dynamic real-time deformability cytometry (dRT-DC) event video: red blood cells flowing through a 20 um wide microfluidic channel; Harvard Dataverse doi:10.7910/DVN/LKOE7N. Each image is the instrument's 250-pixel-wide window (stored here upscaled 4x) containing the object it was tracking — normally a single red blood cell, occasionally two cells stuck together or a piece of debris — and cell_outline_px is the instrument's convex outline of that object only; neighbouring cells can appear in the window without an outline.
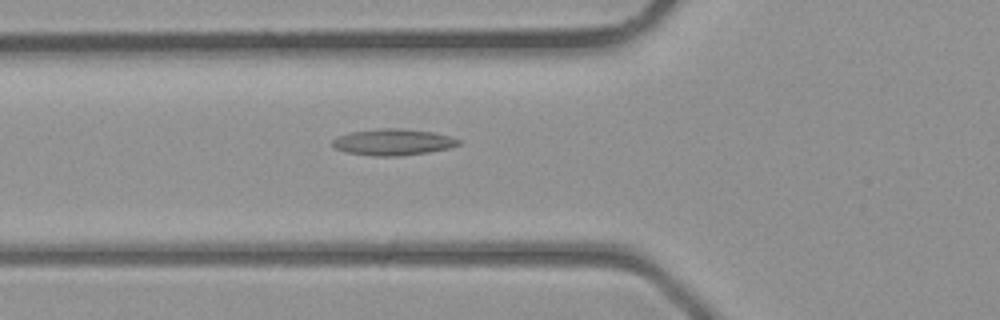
{"species": "common noctule bat (a hibernating species)", "species_latin": "Nyctalus noctula", "temperature_condition": "room temperature", "stored_images_in_passage": 27, "camera_frame_rate_fps": 3000, "um_per_image_px": 0.085, "animal": {"sex": "male", "body_mass_g": 23.1, "forearm_length_mm": 52.7}, "frame": {"image": 1, "passage_image": 2, "time_ms": 0.333, "image_size_px": [1000, 320], "cell_outline_px": [[460, 144], [448, 148], [428, 152], [400, 156], [372, 156], [344, 152], [336, 148], [332, 144], [332, 140], [336, 136], [352, 132], [384, 128], [400, 128], [432, 132], [448, 136], [460, 140]], "centroid_in_image_um": [33.37, 12.08], "position_along_channel_um": 92.4, "area_um2": 19.25}}
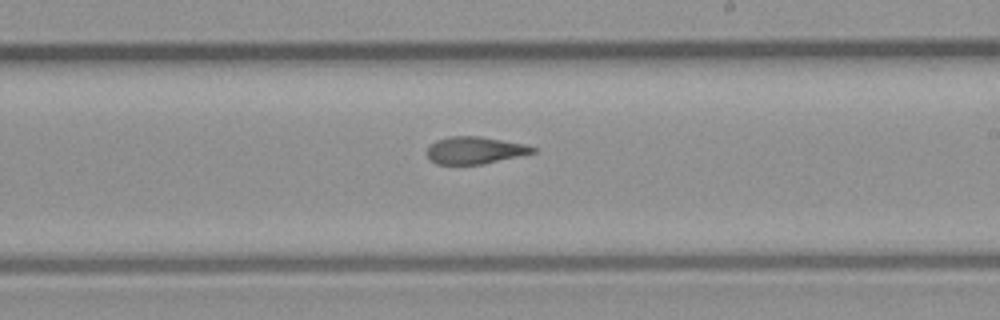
{"frame": {"image": 2, "passage_image": 11, "time_ms": 3.333, "image_size_px": [1000, 320], "cell_outline_px": [[536, 152], [484, 164], [436, 164], [428, 156], [428, 148], [436, 140], [452, 136], [480, 136], [524, 144], [536, 148]], "centroid_in_image_um": [40.38, 12.77], "position_along_channel_um": 248.6, "area_um2": 16.53}}
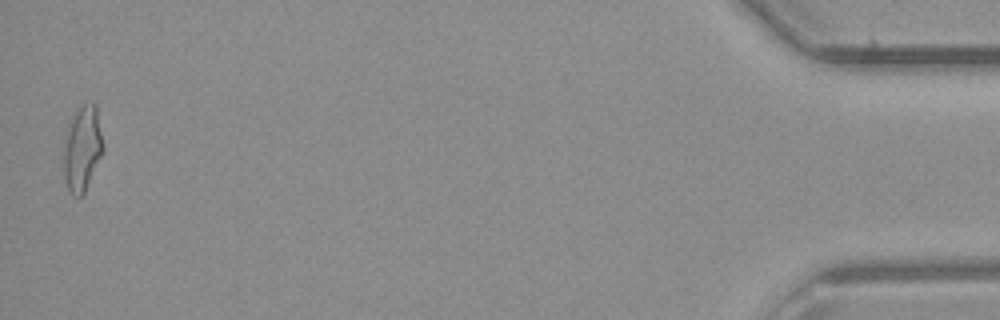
{"frame": {"image": 3, "passage_image": 27, "time_ms": 8.667, "image_size_px": [1000, 320], "cell_outline_px": [[104, 152], [84, 192], [80, 196], [72, 196], [68, 188], [64, 176], [64, 144], [68, 124], [76, 112], [84, 104], [96, 104], [104, 144]], "centroid_in_image_um": [7.02, 12.64], "position_along_channel_um": 428.2, "area_um2": 19.48}}